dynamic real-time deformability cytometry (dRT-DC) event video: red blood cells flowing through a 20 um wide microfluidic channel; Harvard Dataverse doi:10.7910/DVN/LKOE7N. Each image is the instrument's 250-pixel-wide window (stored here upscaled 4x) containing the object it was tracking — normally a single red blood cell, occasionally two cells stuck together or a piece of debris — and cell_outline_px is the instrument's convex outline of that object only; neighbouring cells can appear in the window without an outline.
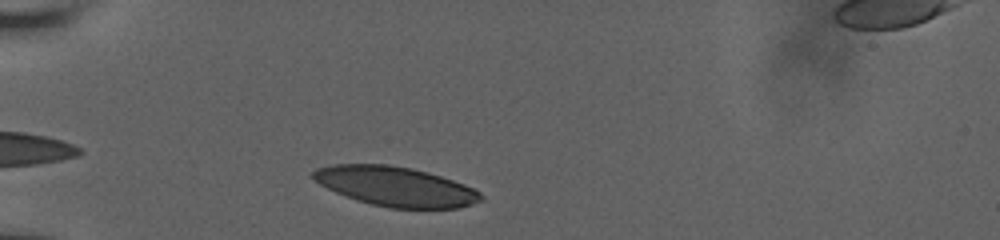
{"species": "human", "species_latin": "Homo sapiens", "temperature_condition": "room temperature", "stored_images_in_passage": 22, "camera_frame_rate_fps": 3000, "um_per_image_px": 0.085, "donor": {"sex": "male"}, "frame": {"image": 1, "passage_image": 1, "time_ms": 0.0, "image_size_px": [1000, 240], "cell_outline_px": [[484, 200], [460, 208], [388, 208], [356, 200], [336, 192], [320, 184], [312, 176], [312, 172], [316, 168], [332, 164], [384, 164], [412, 168], [428, 172], [464, 184], [480, 192], [484, 196]], "centroid_in_image_um": [33.64, 15.85], "position_along_channel_um": 51.4, "area_um2": 38.61}}
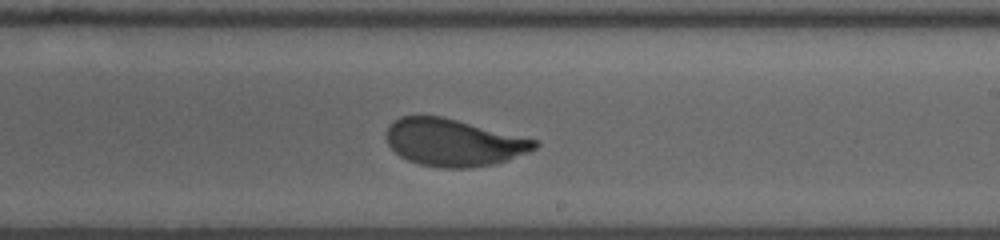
{"frame": {"image": 2, "passage_image": 13, "time_ms": 6.0, "image_size_px": [1000, 240], "cell_outline_px": [[540, 144], [536, 148], [528, 152], [508, 160], [496, 164], [468, 168], [440, 168], [420, 164], [408, 160], [400, 156], [388, 144], [384, 136], [384, 132], [388, 124], [400, 116], [444, 116], [540, 140]], "centroid_in_image_um": [38.56, 12.1], "position_along_channel_um": 250.4, "area_um2": 41.5}}
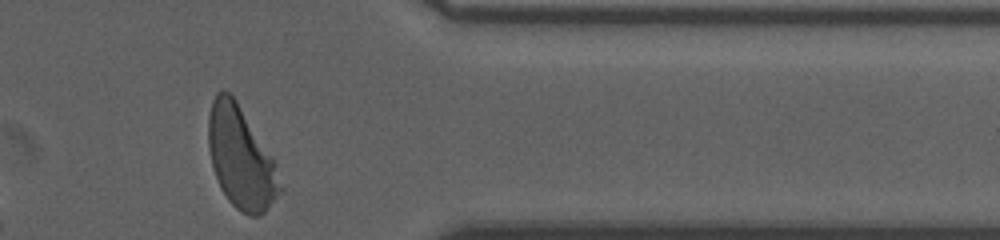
{"frame": {"image": 3, "passage_image": 22, "time_ms": 10.0, "image_size_px": [1000, 240], "cell_outline_px": [[284, 192], [260, 216], [248, 216], [236, 208], [228, 200], [220, 188], [212, 168], [208, 148], [208, 116], [212, 100], [216, 92], [224, 88], [236, 100], [272, 156], [276, 164], [284, 188]], "centroid_in_image_um": [20.49, 13.44], "position_along_channel_um": 390.9, "area_um2": 43.0}, "authors_computed_cell_mechanics": {"area_um2": 41.905, "velocity_mm_per_s": 3.7781, "shape_relaxation_time_tau1_ms": 3.4539, "shape_relaxation_time_tau2_ms": null, "deformation_change_tau1": 0.1651, "deformation_change_tau2": null}}